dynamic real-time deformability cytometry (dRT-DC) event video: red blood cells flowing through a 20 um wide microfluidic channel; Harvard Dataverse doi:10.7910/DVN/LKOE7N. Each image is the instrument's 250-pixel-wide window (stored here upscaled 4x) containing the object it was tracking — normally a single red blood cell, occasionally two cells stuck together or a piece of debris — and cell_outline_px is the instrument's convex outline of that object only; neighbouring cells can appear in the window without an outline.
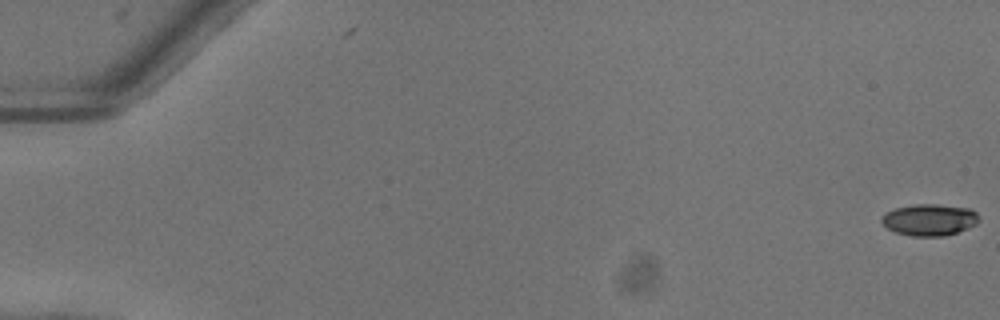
{"species": "common noctule bat (a hibernating species)", "species_latin": "Nyctalus noctula", "temperature_condition": "warm", "stored_images_in_passage": 53, "camera_frame_rate_fps": 3000, "um_per_image_px": 0.085, "animal": {"sex": "female"}, "frame": {"image": 1, "passage_image": 1, "time_ms": 0.0, "image_size_px": [1000, 320], "cell_outline_px": [[980, 220], [976, 224], [968, 228], [944, 236], [912, 236], [896, 232], [888, 228], [880, 220], [888, 212], [896, 208], [912, 204], [936, 204], [972, 208], [980, 216]], "centroid_in_image_um": [79.06, 18.67], "position_along_channel_um": 5.9, "area_um2": 17.92}}
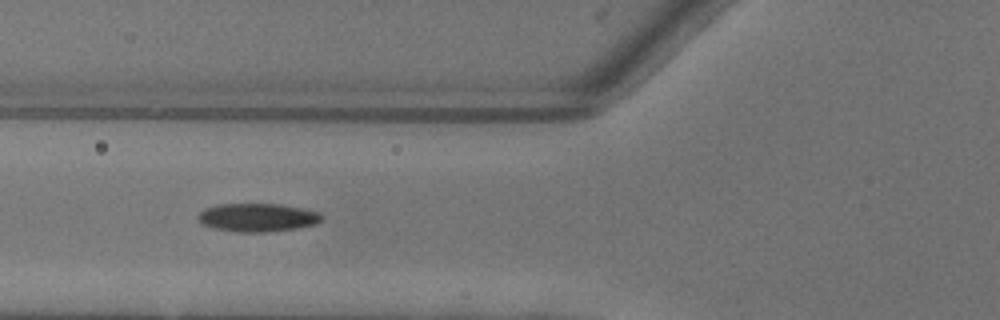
{"frame": {"image": 2, "passage_image": 22, "time_ms": 7.0, "image_size_px": [1000, 320], "cell_outline_px": [[324, 216], [316, 224], [296, 228], [264, 232], [236, 232], [212, 228], [200, 224], [196, 220], [196, 216], [204, 208], [220, 204], [280, 204], [320, 212]], "centroid_in_image_um": [21.83, 18.49], "position_along_channel_um": 104.0, "area_um2": 20.58}}
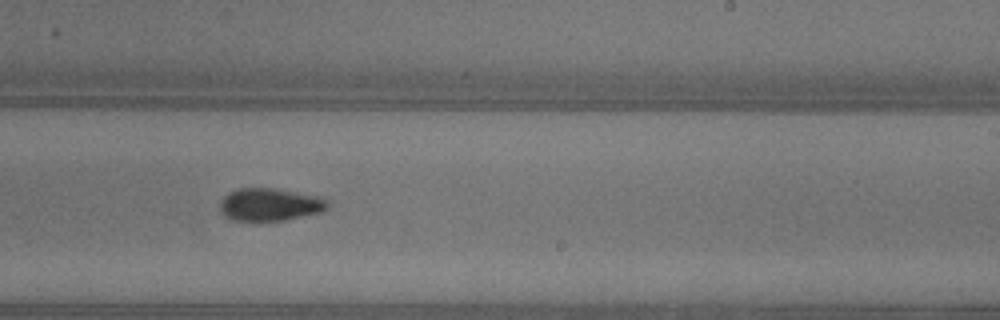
{"frame": {"image": 3, "passage_image": 34, "time_ms": 11.0, "image_size_px": [1000, 320], "cell_outline_px": [[328, 208], [320, 212], [284, 220], [236, 220], [228, 216], [220, 208], [220, 204], [224, 196], [228, 192], [236, 188], [272, 188], [312, 196], [324, 200], [328, 204]], "centroid_in_image_um": [22.89, 17.38], "position_along_channel_um": 266.1, "area_um2": 19.71}, "authors_computed_cell_mechanics": {"area_um2": 19.4786, "velocity_mm_per_s": 4.0539, "shape_relaxation_time_tau1_ms": 5.084, "shape_relaxation_time_tau2_ms": 4.9808, "deformation_change_tau1": 0.1671, "deformation_change_tau2": 0.1079}}